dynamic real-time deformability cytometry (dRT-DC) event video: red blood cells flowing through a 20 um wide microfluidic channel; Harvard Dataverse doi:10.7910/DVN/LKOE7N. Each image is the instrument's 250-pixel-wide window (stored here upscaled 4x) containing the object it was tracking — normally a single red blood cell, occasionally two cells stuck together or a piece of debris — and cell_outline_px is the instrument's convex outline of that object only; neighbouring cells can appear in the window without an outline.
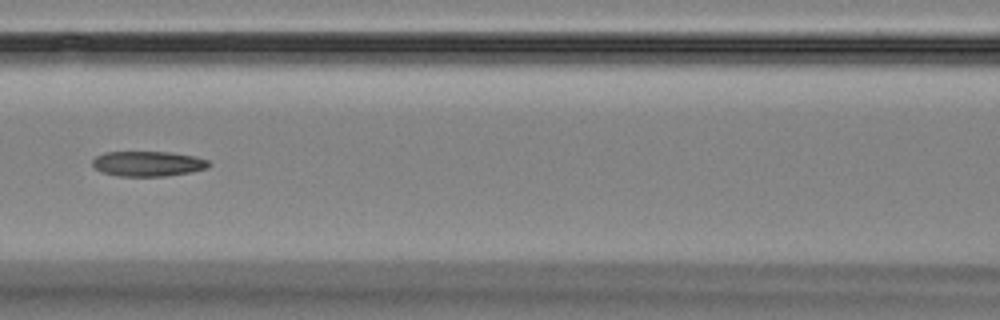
{"species": "Egyptian fruit bat (a non-hibernating species)", "species_latin": "Rousettus aegyptiacus", "temperature_condition": "room temperature", "stored_images_in_passage": 7, "camera_frame_rate_fps": 3000, "um_per_image_px": 0.085, "animal": {"sex": "female"}, "frame": {"image": 1, "passage_image": 6, "time_ms": 6.0, "image_size_px": [1000, 320], "cell_outline_px": [[212, 164], [208, 168], [188, 172], [164, 176], [120, 176], [100, 172], [92, 164], [92, 160], [96, 156], [104, 152], [172, 152], [196, 156], [208, 160]], "centroid_in_image_um": [12.58, 13.91], "position_along_channel_um": 154.0, "area_um2": 17.11}}
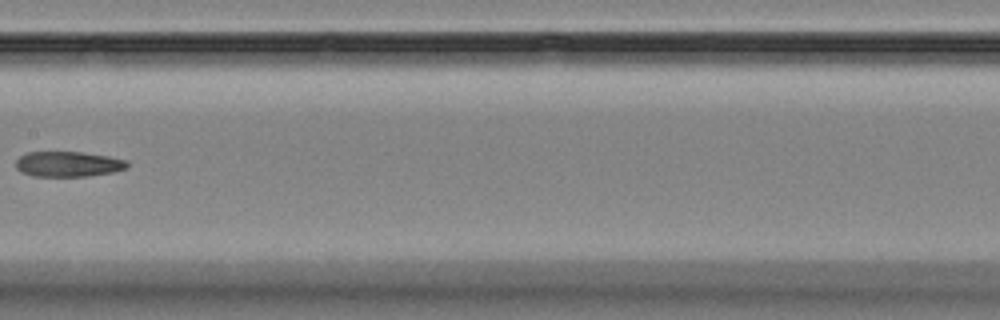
{"frame": {"image": 2, "passage_image": 7, "time_ms": 7.333, "image_size_px": [1000, 320], "cell_outline_px": [[128, 168], [112, 172], [88, 176], [32, 176], [20, 172], [16, 168], [16, 160], [20, 156], [28, 152], [80, 152], [108, 156], [128, 160]], "centroid_in_image_um": [5.79, 13.95], "position_along_channel_um": 201.6, "area_um2": 16.47}}